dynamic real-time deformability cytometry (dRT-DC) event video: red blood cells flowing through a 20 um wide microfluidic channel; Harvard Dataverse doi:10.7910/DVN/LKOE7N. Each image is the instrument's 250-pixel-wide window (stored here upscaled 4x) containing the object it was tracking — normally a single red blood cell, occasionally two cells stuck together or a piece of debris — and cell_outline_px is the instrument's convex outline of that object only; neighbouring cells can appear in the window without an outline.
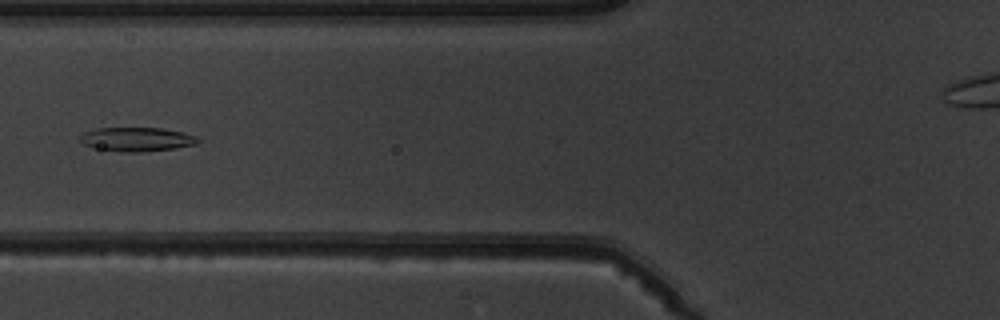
{"species": "common noctule bat (a hibernating species)", "species_latin": "Nyctalus noctula", "temperature_condition": "warm", "stored_images_in_passage": 9, "camera_frame_rate_fps": 3000, "um_per_image_px": 0.085, "animal": {"sex": "male", "body_mass_g": 19.5, "forearm_length_mm": 54.6}, "frame": {"image": 1, "passage_image": 6, "time_ms": 6.0, "image_size_px": [1000, 320], "cell_outline_px": [[200, 140], [196, 144], [176, 148], [140, 152], [124, 152], [92, 148], [84, 144], [80, 140], [80, 136], [84, 132], [96, 128], [160, 128], [184, 132], [196, 136]], "centroid_in_image_um": [11.62, 11.84], "position_along_channel_um": 114.2, "area_um2": 16.53}}
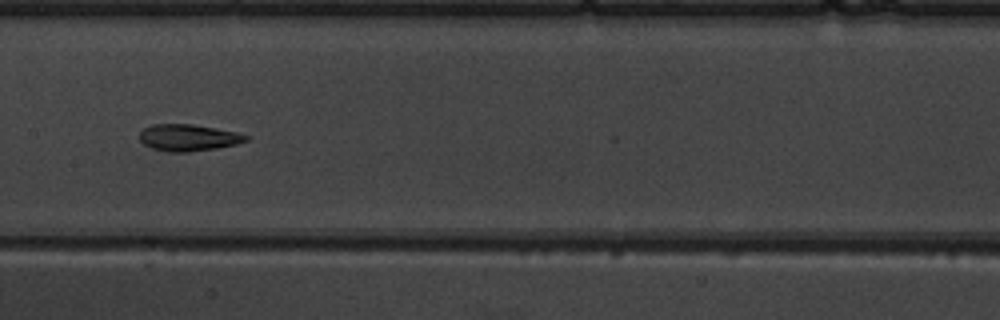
{"frame": {"image": 2, "passage_image": 8, "time_ms": 8.0, "image_size_px": [1000, 320], "cell_outline_px": [[248, 140], [236, 144], [216, 148], [188, 152], [168, 152], [152, 148], [144, 144], [140, 140], [140, 132], [144, 128], [152, 124], [192, 124], [216, 128], [236, 132], [248, 136]], "centroid_in_image_um": [15.99, 11.7], "position_along_channel_um": 191.4, "area_um2": 16.47}}
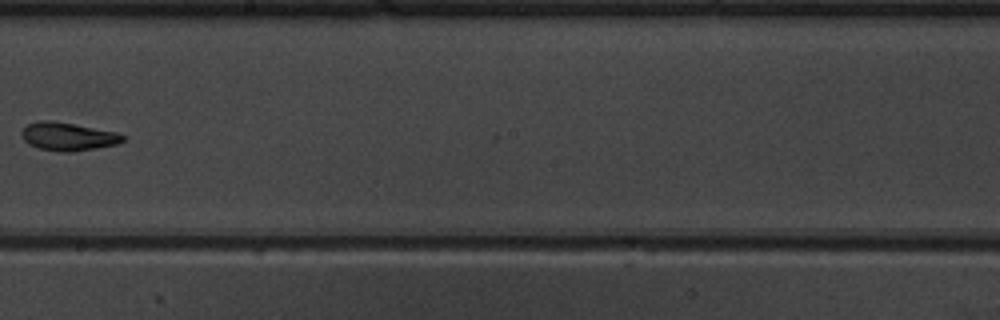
{"frame": {"image": 3, "passage_image": 9, "time_ms": 9.333, "image_size_px": [1000, 320], "cell_outline_px": [[128, 136], [124, 140], [116, 144], [96, 148], [72, 152], [60, 152], [40, 148], [28, 144], [20, 136], [20, 132], [28, 124], [40, 120], [48, 120], [72, 124], [116, 132]], "centroid_in_image_um": [5.77, 11.61], "position_along_channel_um": 242.4, "area_um2": 16.53}}